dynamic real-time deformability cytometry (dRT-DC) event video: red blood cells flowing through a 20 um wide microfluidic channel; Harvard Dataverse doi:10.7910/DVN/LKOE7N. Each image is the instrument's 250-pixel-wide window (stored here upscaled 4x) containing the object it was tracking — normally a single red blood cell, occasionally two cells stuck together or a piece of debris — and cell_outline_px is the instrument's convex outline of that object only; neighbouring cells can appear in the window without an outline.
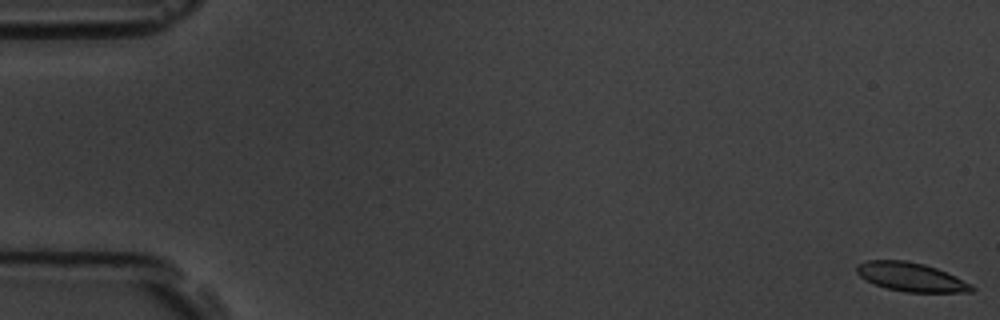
{"species": "common noctule bat (a hibernating species)", "species_latin": "Nyctalus noctula", "temperature_condition": "room temperature", "stored_images_in_passage": 8, "camera_frame_rate_fps": 3000, "um_per_image_px": 0.085, "animal": {"sex": "male", "body_mass_g": 19.5, "forearm_length_mm": 54.6}, "frame": {"image": 1, "passage_image": 1, "time_ms": 0.0, "image_size_px": [1000, 320], "cell_outline_px": [[976, 288], [972, 292], [908, 292], [888, 288], [864, 280], [856, 272], [856, 264], [864, 260], [904, 260], [924, 264], [936, 268], [972, 284]], "centroid_in_image_um": [77.41, 23.53], "position_along_channel_um": 7.6, "area_um2": 19.25}}
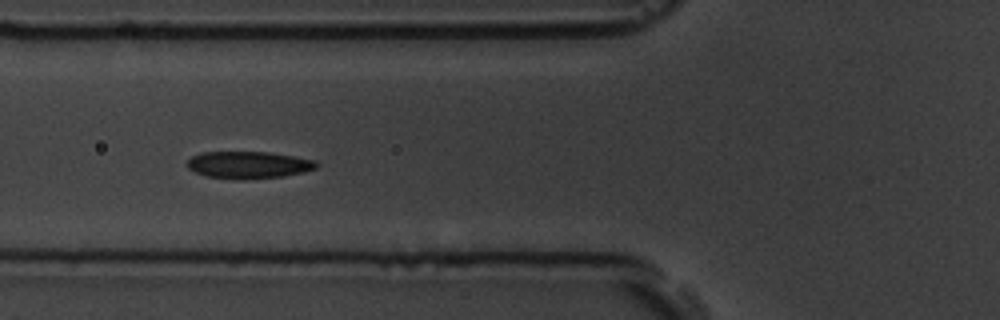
{"frame": {"image": 2, "passage_image": 7, "time_ms": 7.0, "image_size_px": [1000, 320], "cell_outline_px": [[320, 164], [316, 168], [304, 172], [284, 176], [244, 180], [208, 176], [196, 172], [188, 168], [184, 164], [192, 156], [200, 152], [268, 152], [316, 160]], "centroid_in_image_um": [21.13, 14.01], "position_along_channel_um": 104.7, "area_um2": 20.52}}
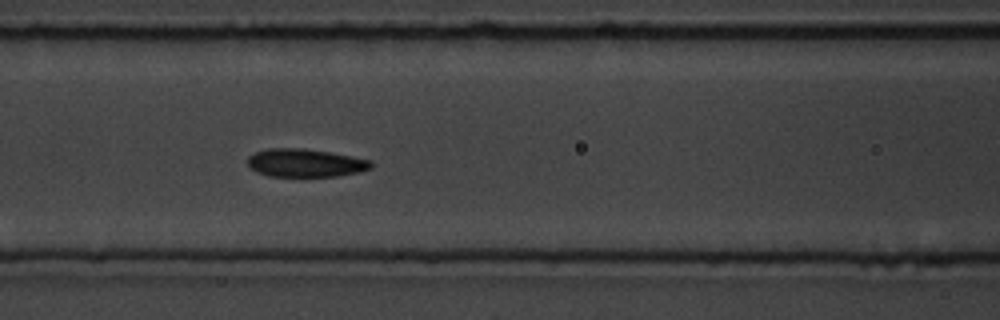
{"frame": {"image": 3, "passage_image": 8, "time_ms": 8.0, "image_size_px": [1000, 320], "cell_outline_px": [[372, 168], [360, 172], [336, 176], [268, 176], [256, 172], [248, 164], [248, 156], [256, 152], [268, 148], [304, 148], [352, 156], [372, 160]], "centroid_in_image_um": [25.97, 13.85], "position_along_channel_um": 140.6, "area_um2": 20.23}}